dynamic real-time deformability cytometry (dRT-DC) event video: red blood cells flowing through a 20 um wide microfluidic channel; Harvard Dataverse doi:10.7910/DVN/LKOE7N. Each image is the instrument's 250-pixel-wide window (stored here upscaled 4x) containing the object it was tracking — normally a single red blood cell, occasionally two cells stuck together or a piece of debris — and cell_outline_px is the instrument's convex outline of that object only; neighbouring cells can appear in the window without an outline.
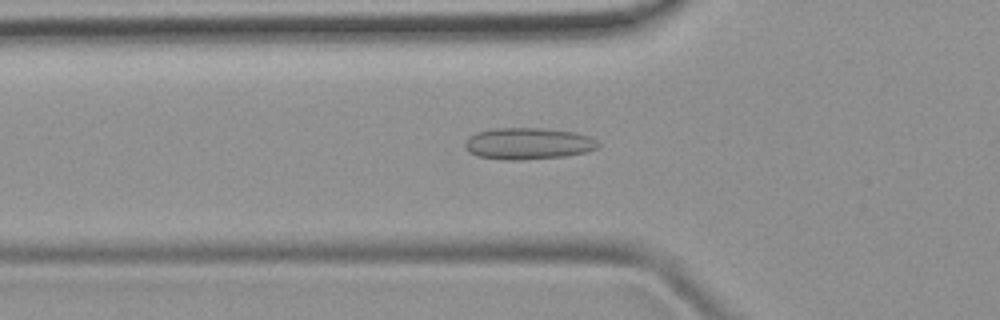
{"species": "common noctule bat (a hibernating species)", "species_latin": "Nyctalus noctula", "temperature_condition": "room temperature", "stored_images_in_passage": 37, "camera_frame_rate_fps": 3000, "um_per_image_px": 0.085, "animal": {"sex": "female", "body_mass_g": 19.9}, "frame": {"image": 1, "passage_image": 5, "time_ms": 1.333, "image_size_px": [1000, 320], "cell_outline_px": [[600, 148], [588, 152], [568, 156], [520, 160], [504, 160], [476, 156], [468, 152], [464, 148], [464, 140], [468, 136], [476, 132], [496, 128], [540, 128], [572, 132], [588, 136], [596, 140], [600, 144]], "centroid_in_image_um": [44.86, 12.22], "position_along_channel_um": 80.9, "area_um2": 24.91}}
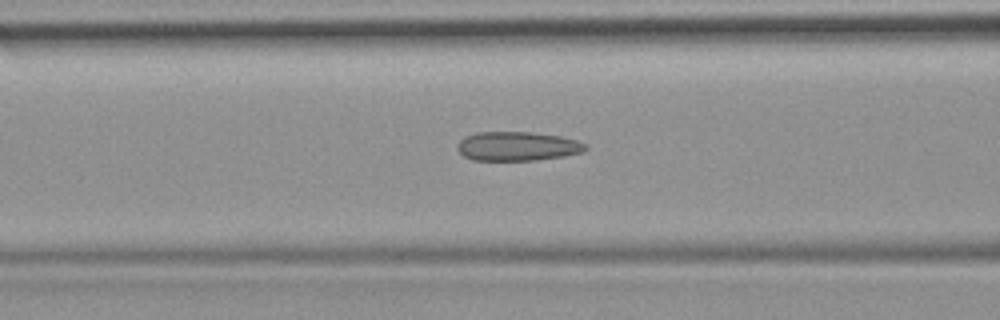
{"frame": {"image": 2, "passage_image": 8, "time_ms": 2.333, "image_size_px": [1000, 320], "cell_outline_px": [[588, 148], [584, 152], [564, 156], [536, 160], [472, 160], [464, 156], [456, 148], [456, 144], [464, 136], [476, 132], [532, 132], [560, 136], [576, 140], [588, 144]], "centroid_in_image_um": [43.98, 12.43], "position_along_channel_um": 122.6, "area_um2": 21.96}}
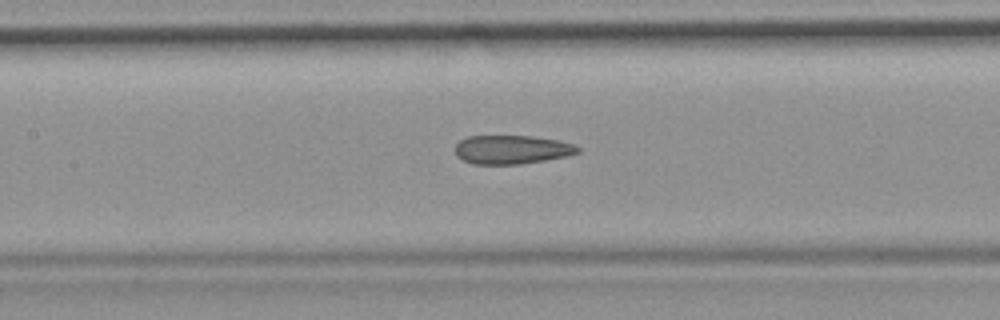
{"frame": {"image": 3, "passage_image": 11, "time_ms": 3.333, "image_size_px": [1000, 320], "cell_outline_px": [[580, 152], [568, 156], [520, 164], [472, 164], [456, 156], [456, 144], [460, 140], [468, 136], [532, 136], [560, 140], [572, 144], [580, 148]], "centroid_in_image_um": [43.51, 12.71], "position_along_channel_um": 163.9, "area_um2": 20.58}}